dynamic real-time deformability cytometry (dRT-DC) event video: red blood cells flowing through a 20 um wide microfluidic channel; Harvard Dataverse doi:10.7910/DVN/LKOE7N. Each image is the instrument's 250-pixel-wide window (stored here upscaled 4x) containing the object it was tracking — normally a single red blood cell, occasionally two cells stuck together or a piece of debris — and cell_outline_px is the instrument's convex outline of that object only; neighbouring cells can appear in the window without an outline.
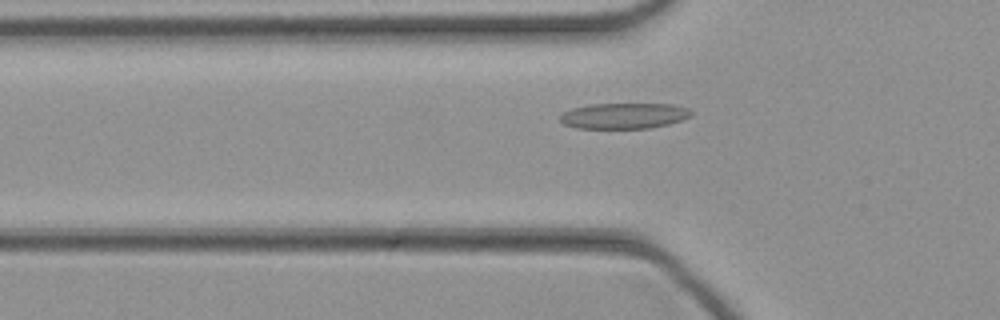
{"species": "common noctule bat (a hibernating species)", "species_latin": "Nyctalus noctula", "temperature_condition": "cold", "stored_images_in_passage": 30, "camera_frame_rate_fps": 3000, "um_per_image_px": 0.085, "animal": {"sex": "female", "body_mass_g": 21.9}, "frame": {"image": 1, "passage_image": 5, "time_ms": 1.333, "image_size_px": [1000, 320], "cell_outline_px": [[692, 116], [668, 124], [648, 128], [576, 128], [564, 124], [556, 120], [564, 112], [572, 108], [592, 104], [672, 104], [688, 108], [692, 112]], "centroid_in_image_um": [53.01, 9.84], "position_along_channel_um": 72.8, "area_um2": 19.65}}
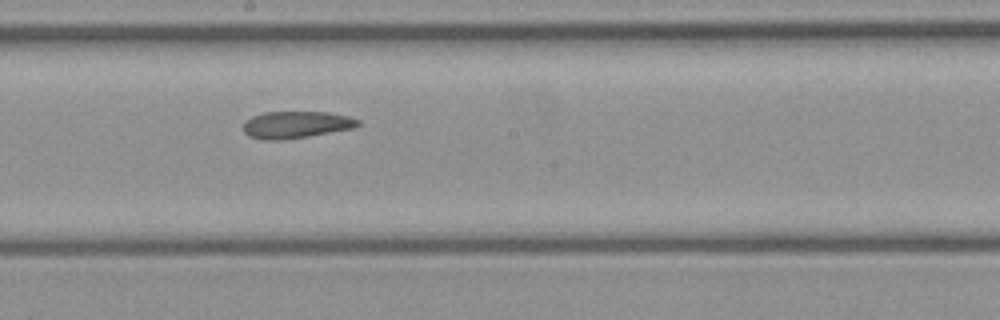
{"frame": {"image": 2, "passage_image": 15, "time_ms": 4.667, "image_size_px": [1000, 320], "cell_outline_px": [[360, 124], [352, 128], [308, 136], [284, 140], [260, 140], [248, 136], [244, 132], [244, 120], [252, 116], [264, 112], [328, 112], [348, 116], [360, 120]], "centroid_in_image_um": [25.12, 10.6], "position_along_channel_um": 223.1, "area_um2": 18.09}}
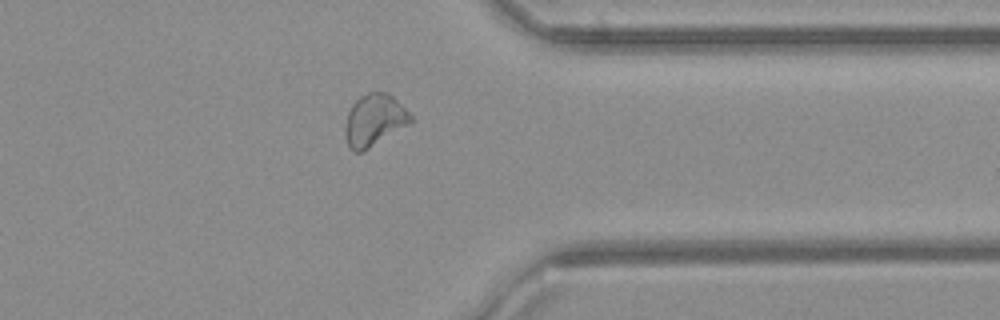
{"frame": {"image": 3, "passage_image": 26, "time_ms": 8.333, "image_size_px": [1000, 320], "cell_outline_px": [[412, 120], [408, 124], [364, 152], [352, 152], [348, 148], [344, 136], [344, 128], [348, 112], [352, 104], [360, 96], [368, 92], [388, 92], [412, 116]], "centroid_in_image_um": [31.75, 10.24], "position_along_channel_um": 379.6, "area_um2": 19.88}}